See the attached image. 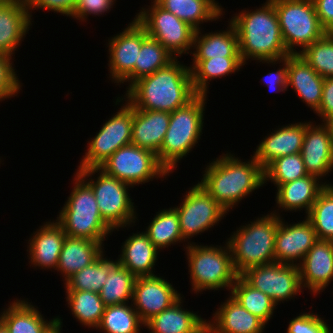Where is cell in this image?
<instances>
[{
    "mask_svg": "<svg viewBox=\"0 0 333 333\" xmlns=\"http://www.w3.org/2000/svg\"><path fill=\"white\" fill-rule=\"evenodd\" d=\"M159 252L144 231L133 232L123 242L118 260L136 277L153 276Z\"/></svg>",
    "mask_w": 333,
    "mask_h": 333,
    "instance_id": "83f0119b",
    "label": "cell"
},
{
    "mask_svg": "<svg viewBox=\"0 0 333 333\" xmlns=\"http://www.w3.org/2000/svg\"><path fill=\"white\" fill-rule=\"evenodd\" d=\"M222 13L225 14V12L223 11L224 8H222L221 4L219 5V3H217L218 1L215 0H210Z\"/></svg>",
    "mask_w": 333,
    "mask_h": 333,
    "instance_id": "11a10c76",
    "label": "cell"
},
{
    "mask_svg": "<svg viewBox=\"0 0 333 333\" xmlns=\"http://www.w3.org/2000/svg\"><path fill=\"white\" fill-rule=\"evenodd\" d=\"M298 267L303 290L314 297L325 291L333 281V241L318 239Z\"/></svg>",
    "mask_w": 333,
    "mask_h": 333,
    "instance_id": "d6986e66",
    "label": "cell"
},
{
    "mask_svg": "<svg viewBox=\"0 0 333 333\" xmlns=\"http://www.w3.org/2000/svg\"><path fill=\"white\" fill-rule=\"evenodd\" d=\"M66 302L71 314L82 326L96 329L105 310L99 293L79 290H66Z\"/></svg>",
    "mask_w": 333,
    "mask_h": 333,
    "instance_id": "8d00e7d4",
    "label": "cell"
},
{
    "mask_svg": "<svg viewBox=\"0 0 333 333\" xmlns=\"http://www.w3.org/2000/svg\"><path fill=\"white\" fill-rule=\"evenodd\" d=\"M104 253L91 265L84 267L68 278L64 282V289L99 293L108 274L119 263L118 258L115 261L108 259Z\"/></svg>",
    "mask_w": 333,
    "mask_h": 333,
    "instance_id": "74e56055",
    "label": "cell"
},
{
    "mask_svg": "<svg viewBox=\"0 0 333 333\" xmlns=\"http://www.w3.org/2000/svg\"><path fill=\"white\" fill-rule=\"evenodd\" d=\"M32 22L26 1H0V54L12 57Z\"/></svg>",
    "mask_w": 333,
    "mask_h": 333,
    "instance_id": "7402d4cb",
    "label": "cell"
},
{
    "mask_svg": "<svg viewBox=\"0 0 333 333\" xmlns=\"http://www.w3.org/2000/svg\"><path fill=\"white\" fill-rule=\"evenodd\" d=\"M12 60V57L0 54V101L14 98L22 90V83L16 74Z\"/></svg>",
    "mask_w": 333,
    "mask_h": 333,
    "instance_id": "ee69618b",
    "label": "cell"
},
{
    "mask_svg": "<svg viewBox=\"0 0 333 333\" xmlns=\"http://www.w3.org/2000/svg\"><path fill=\"white\" fill-rule=\"evenodd\" d=\"M305 217L311 222L318 239L333 241V184L320 191Z\"/></svg>",
    "mask_w": 333,
    "mask_h": 333,
    "instance_id": "60d3db41",
    "label": "cell"
},
{
    "mask_svg": "<svg viewBox=\"0 0 333 333\" xmlns=\"http://www.w3.org/2000/svg\"><path fill=\"white\" fill-rule=\"evenodd\" d=\"M194 333H213L208 321H206L197 331Z\"/></svg>",
    "mask_w": 333,
    "mask_h": 333,
    "instance_id": "f5cc1de1",
    "label": "cell"
},
{
    "mask_svg": "<svg viewBox=\"0 0 333 333\" xmlns=\"http://www.w3.org/2000/svg\"><path fill=\"white\" fill-rule=\"evenodd\" d=\"M15 299L9 302L8 308L0 313V322L9 333H47L56 323L54 317L45 319L38 307L25 299Z\"/></svg>",
    "mask_w": 333,
    "mask_h": 333,
    "instance_id": "4316f807",
    "label": "cell"
},
{
    "mask_svg": "<svg viewBox=\"0 0 333 333\" xmlns=\"http://www.w3.org/2000/svg\"><path fill=\"white\" fill-rule=\"evenodd\" d=\"M73 176L74 187L56 221L68 237L104 243L114 230L103 220L91 187L76 172Z\"/></svg>",
    "mask_w": 333,
    "mask_h": 333,
    "instance_id": "8992f818",
    "label": "cell"
},
{
    "mask_svg": "<svg viewBox=\"0 0 333 333\" xmlns=\"http://www.w3.org/2000/svg\"><path fill=\"white\" fill-rule=\"evenodd\" d=\"M329 33L333 36V29Z\"/></svg>",
    "mask_w": 333,
    "mask_h": 333,
    "instance_id": "680465c9",
    "label": "cell"
},
{
    "mask_svg": "<svg viewBox=\"0 0 333 333\" xmlns=\"http://www.w3.org/2000/svg\"><path fill=\"white\" fill-rule=\"evenodd\" d=\"M325 321L327 320L313 311H304L290 320L286 333H332Z\"/></svg>",
    "mask_w": 333,
    "mask_h": 333,
    "instance_id": "f6af8a7d",
    "label": "cell"
},
{
    "mask_svg": "<svg viewBox=\"0 0 333 333\" xmlns=\"http://www.w3.org/2000/svg\"><path fill=\"white\" fill-rule=\"evenodd\" d=\"M244 66L241 57H223L207 60H193L189 66L192 76L193 89L197 94L209 93V82L213 79L224 78L236 74Z\"/></svg>",
    "mask_w": 333,
    "mask_h": 333,
    "instance_id": "1f68e13d",
    "label": "cell"
},
{
    "mask_svg": "<svg viewBox=\"0 0 333 333\" xmlns=\"http://www.w3.org/2000/svg\"><path fill=\"white\" fill-rule=\"evenodd\" d=\"M299 55L324 79L333 77V36L329 32Z\"/></svg>",
    "mask_w": 333,
    "mask_h": 333,
    "instance_id": "7bdbcfd3",
    "label": "cell"
},
{
    "mask_svg": "<svg viewBox=\"0 0 333 333\" xmlns=\"http://www.w3.org/2000/svg\"><path fill=\"white\" fill-rule=\"evenodd\" d=\"M188 189L182 202L174 207L179 215L180 229L186 245L191 243L189 239L208 231L228 214L198 183Z\"/></svg>",
    "mask_w": 333,
    "mask_h": 333,
    "instance_id": "4fadbf2b",
    "label": "cell"
},
{
    "mask_svg": "<svg viewBox=\"0 0 333 333\" xmlns=\"http://www.w3.org/2000/svg\"><path fill=\"white\" fill-rule=\"evenodd\" d=\"M277 210L245 223L227 239L238 275L248 268L275 262L274 245L281 218Z\"/></svg>",
    "mask_w": 333,
    "mask_h": 333,
    "instance_id": "277c9868",
    "label": "cell"
},
{
    "mask_svg": "<svg viewBox=\"0 0 333 333\" xmlns=\"http://www.w3.org/2000/svg\"><path fill=\"white\" fill-rule=\"evenodd\" d=\"M250 158L243 162L227 151L206 165L203 178L198 181L227 212L265 186L264 169L253 156Z\"/></svg>",
    "mask_w": 333,
    "mask_h": 333,
    "instance_id": "7a4b0ae2",
    "label": "cell"
},
{
    "mask_svg": "<svg viewBox=\"0 0 333 333\" xmlns=\"http://www.w3.org/2000/svg\"><path fill=\"white\" fill-rule=\"evenodd\" d=\"M108 38L109 78L121 82L134 70L143 41L148 37L145 29L135 18L119 34Z\"/></svg>",
    "mask_w": 333,
    "mask_h": 333,
    "instance_id": "9a60e30c",
    "label": "cell"
},
{
    "mask_svg": "<svg viewBox=\"0 0 333 333\" xmlns=\"http://www.w3.org/2000/svg\"><path fill=\"white\" fill-rule=\"evenodd\" d=\"M156 213L144 232L159 251L172 244L186 242L182 237L179 215L174 207L160 209Z\"/></svg>",
    "mask_w": 333,
    "mask_h": 333,
    "instance_id": "e575fe53",
    "label": "cell"
},
{
    "mask_svg": "<svg viewBox=\"0 0 333 333\" xmlns=\"http://www.w3.org/2000/svg\"><path fill=\"white\" fill-rule=\"evenodd\" d=\"M130 304L106 306L96 330H102L104 333H141L144 323L132 302Z\"/></svg>",
    "mask_w": 333,
    "mask_h": 333,
    "instance_id": "ab89813d",
    "label": "cell"
},
{
    "mask_svg": "<svg viewBox=\"0 0 333 333\" xmlns=\"http://www.w3.org/2000/svg\"><path fill=\"white\" fill-rule=\"evenodd\" d=\"M226 30L202 34L197 30L193 42V60H207L223 57H240L238 34L234 25L228 20Z\"/></svg>",
    "mask_w": 333,
    "mask_h": 333,
    "instance_id": "f546056e",
    "label": "cell"
},
{
    "mask_svg": "<svg viewBox=\"0 0 333 333\" xmlns=\"http://www.w3.org/2000/svg\"><path fill=\"white\" fill-rule=\"evenodd\" d=\"M57 318V323L47 332V333H61L62 327H63V319L61 317L56 316Z\"/></svg>",
    "mask_w": 333,
    "mask_h": 333,
    "instance_id": "816d5d0a",
    "label": "cell"
},
{
    "mask_svg": "<svg viewBox=\"0 0 333 333\" xmlns=\"http://www.w3.org/2000/svg\"><path fill=\"white\" fill-rule=\"evenodd\" d=\"M240 276L250 286L269 296L276 305L293 300L303 291L297 265L272 262L248 268Z\"/></svg>",
    "mask_w": 333,
    "mask_h": 333,
    "instance_id": "5bb4252c",
    "label": "cell"
},
{
    "mask_svg": "<svg viewBox=\"0 0 333 333\" xmlns=\"http://www.w3.org/2000/svg\"><path fill=\"white\" fill-rule=\"evenodd\" d=\"M196 31L204 22L218 21L224 15L210 0H155Z\"/></svg>",
    "mask_w": 333,
    "mask_h": 333,
    "instance_id": "d6a6232c",
    "label": "cell"
},
{
    "mask_svg": "<svg viewBox=\"0 0 333 333\" xmlns=\"http://www.w3.org/2000/svg\"><path fill=\"white\" fill-rule=\"evenodd\" d=\"M315 113L321 118V122L333 115V77L324 79L320 107Z\"/></svg>",
    "mask_w": 333,
    "mask_h": 333,
    "instance_id": "681fc988",
    "label": "cell"
},
{
    "mask_svg": "<svg viewBox=\"0 0 333 333\" xmlns=\"http://www.w3.org/2000/svg\"><path fill=\"white\" fill-rule=\"evenodd\" d=\"M208 319L213 333H263L266 325L230 295Z\"/></svg>",
    "mask_w": 333,
    "mask_h": 333,
    "instance_id": "484cf974",
    "label": "cell"
},
{
    "mask_svg": "<svg viewBox=\"0 0 333 333\" xmlns=\"http://www.w3.org/2000/svg\"><path fill=\"white\" fill-rule=\"evenodd\" d=\"M283 220L282 217L279 220L275 238V262L298 266L318 237L306 217L305 220L293 224Z\"/></svg>",
    "mask_w": 333,
    "mask_h": 333,
    "instance_id": "e0dca14e",
    "label": "cell"
},
{
    "mask_svg": "<svg viewBox=\"0 0 333 333\" xmlns=\"http://www.w3.org/2000/svg\"><path fill=\"white\" fill-rule=\"evenodd\" d=\"M271 1L275 7L284 45L289 54H299L327 33L318 19L312 0Z\"/></svg>",
    "mask_w": 333,
    "mask_h": 333,
    "instance_id": "9c48e42d",
    "label": "cell"
},
{
    "mask_svg": "<svg viewBox=\"0 0 333 333\" xmlns=\"http://www.w3.org/2000/svg\"><path fill=\"white\" fill-rule=\"evenodd\" d=\"M1 2H15V1H27V0H0Z\"/></svg>",
    "mask_w": 333,
    "mask_h": 333,
    "instance_id": "6f0895ef",
    "label": "cell"
},
{
    "mask_svg": "<svg viewBox=\"0 0 333 333\" xmlns=\"http://www.w3.org/2000/svg\"><path fill=\"white\" fill-rule=\"evenodd\" d=\"M181 296L165 277L141 276L137 277L134 284L132 305L145 324L153 316L171 307Z\"/></svg>",
    "mask_w": 333,
    "mask_h": 333,
    "instance_id": "2e32d148",
    "label": "cell"
},
{
    "mask_svg": "<svg viewBox=\"0 0 333 333\" xmlns=\"http://www.w3.org/2000/svg\"><path fill=\"white\" fill-rule=\"evenodd\" d=\"M188 260L192 291L201 294L204 290H231L238 274L232 264L230 248L222 245H198L191 242L184 246Z\"/></svg>",
    "mask_w": 333,
    "mask_h": 333,
    "instance_id": "52a82bcc",
    "label": "cell"
},
{
    "mask_svg": "<svg viewBox=\"0 0 333 333\" xmlns=\"http://www.w3.org/2000/svg\"><path fill=\"white\" fill-rule=\"evenodd\" d=\"M170 122V113L133 107L131 144L159 154Z\"/></svg>",
    "mask_w": 333,
    "mask_h": 333,
    "instance_id": "cb8c5ba5",
    "label": "cell"
},
{
    "mask_svg": "<svg viewBox=\"0 0 333 333\" xmlns=\"http://www.w3.org/2000/svg\"><path fill=\"white\" fill-rule=\"evenodd\" d=\"M310 122L286 124L267 134L257 145L254 159L264 169L277 157L300 153L306 127Z\"/></svg>",
    "mask_w": 333,
    "mask_h": 333,
    "instance_id": "ffe728a7",
    "label": "cell"
},
{
    "mask_svg": "<svg viewBox=\"0 0 333 333\" xmlns=\"http://www.w3.org/2000/svg\"><path fill=\"white\" fill-rule=\"evenodd\" d=\"M33 235V236H32ZM28 240L26 250L29 256V264L39 269L56 270L59 255L62 250L66 234L63 227L56 221L44 222L39 229L34 231Z\"/></svg>",
    "mask_w": 333,
    "mask_h": 333,
    "instance_id": "44dd1931",
    "label": "cell"
},
{
    "mask_svg": "<svg viewBox=\"0 0 333 333\" xmlns=\"http://www.w3.org/2000/svg\"><path fill=\"white\" fill-rule=\"evenodd\" d=\"M99 168L132 187L153 181L154 178L166 179L165 176L170 175L154 152L134 144L119 148Z\"/></svg>",
    "mask_w": 333,
    "mask_h": 333,
    "instance_id": "7c38bea8",
    "label": "cell"
},
{
    "mask_svg": "<svg viewBox=\"0 0 333 333\" xmlns=\"http://www.w3.org/2000/svg\"><path fill=\"white\" fill-rule=\"evenodd\" d=\"M322 27L330 32L333 29V0H312Z\"/></svg>",
    "mask_w": 333,
    "mask_h": 333,
    "instance_id": "f907efd6",
    "label": "cell"
},
{
    "mask_svg": "<svg viewBox=\"0 0 333 333\" xmlns=\"http://www.w3.org/2000/svg\"><path fill=\"white\" fill-rule=\"evenodd\" d=\"M114 4L113 0H77L71 18L86 22L89 15L99 17L105 12L109 13Z\"/></svg>",
    "mask_w": 333,
    "mask_h": 333,
    "instance_id": "bcb514c9",
    "label": "cell"
},
{
    "mask_svg": "<svg viewBox=\"0 0 333 333\" xmlns=\"http://www.w3.org/2000/svg\"><path fill=\"white\" fill-rule=\"evenodd\" d=\"M125 92L123 98L136 109L168 113L185 106L197 95L189 66L181 64L178 58L138 79Z\"/></svg>",
    "mask_w": 333,
    "mask_h": 333,
    "instance_id": "6da1fadb",
    "label": "cell"
},
{
    "mask_svg": "<svg viewBox=\"0 0 333 333\" xmlns=\"http://www.w3.org/2000/svg\"><path fill=\"white\" fill-rule=\"evenodd\" d=\"M122 97H117L114 102L115 105L122 102L120 110L108 118L99 132L88 141L87 150L77 170L100 167L119 148L131 144L133 106Z\"/></svg>",
    "mask_w": 333,
    "mask_h": 333,
    "instance_id": "8fae6325",
    "label": "cell"
},
{
    "mask_svg": "<svg viewBox=\"0 0 333 333\" xmlns=\"http://www.w3.org/2000/svg\"><path fill=\"white\" fill-rule=\"evenodd\" d=\"M0 333H9V331L1 322H0Z\"/></svg>",
    "mask_w": 333,
    "mask_h": 333,
    "instance_id": "9f6ffc18",
    "label": "cell"
},
{
    "mask_svg": "<svg viewBox=\"0 0 333 333\" xmlns=\"http://www.w3.org/2000/svg\"><path fill=\"white\" fill-rule=\"evenodd\" d=\"M323 83L324 78L299 54L287 56V88L291 86L314 114L320 107Z\"/></svg>",
    "mask_w": 333,
    "mask_h": 333,
    "instance_id": "603a6c76",
    "label": "cell"
},
{
    "mask_svg": "<svg viewBox=\"0 0 333 333\" xmlns=\"http://www.w3.org/2000/svg\"><path fill=\"white\" fill-rule=\"evenodd\" d=\"M259 63H265V64H280V68L276 70V72H269L267 75L262 77V81H265V85L267 88H269L272 92H285L288 91L287 88V57L282 58L279 60H273V61H258ZM277 62V63H276ZM265 78V79H264ZM269 91V90H268Z\"/></svg>",
    "mask_w": 333,
    "mask_h": 333,
    "instance_id": "c3c4849f",
    "label": "cell"
},
{
    "mask_svg": "<svg viewBox=\"0 0 333 333\" xmlns=\"http://www.w3.org/2000/svg\"><path fill=\"white\" fill-rule=\"evenodd\" d=\"M324 123L328 126V128L333 136V115L330 116Z\"/></svg>",
    "mask_w": 333,
    "mask_h": 333,
    "instance_id": "db71d44e",
    "label": "cell"
},
{
    "mask_svg": "<svg viewBox=\"0 0 333 333\" xmlns=\"http://www.w3.org/2000/svg\"><path fill=\"white\" fill-rule=\"evenodd\" d=\"M331 185L327 181H321L317 176L306 175L292 182L281 184L277 187L276 206L286 211H305V216L316 201L320 191L326 186Z\"/></svg>",
    "mask_w": 333,
    "mask_h": 333,
    "instance_id": "d4e9b609",
    "label": "cell"
},
{
    "mask_svg": "<svg viewBox=\"0 0 333 333\" xmlns=\"http://www.w3.org/2000/svg\"><path fill=\"white\" fill-rule=\"evenodd\" d=\"M26 2L31 17L33 16L32 11L46 9L48 11H54V13H60L63 16H69L70 18L77 0H27Z\"/></svg>",
    "mask_w": 333,
    "mask_h": 333,
    "instance_id": "7dc6e473",
    "label": "cell"
},
{
    "mask_svg": "<svg viewBox=\"0 0 333 333\" xmlns=\"http://www.w3.org/2000/svg\"><path fill=\"white\" fill-rule=\"evenodd\" d=\"M300 154L309 175L322 181L326 175L330 176L333 172V136L324 122L307 125Z\"/></svg>",
    "mask_w": 333,
    "mask_h": 333,
    "instance_id": "ac0fdd59",
    "label": "cell"
},
{
    "mask_svg": "<svg viewBox=\"0 0 333 333\" xmlns=\"http://www.w3.org/2000/svg\"><path fill=\"white\" fill-rule=\"evenodd\" d=\"M242 307L259 318L265 325L272 318L277 308L273 300L265 293L250 286L240 275L235 280L229 292Z\"/></svg>",
    "mask_w": 333,
    "mask_h": 333,
    "instance_id": "d590c367",
    "label": "cell"
},
{
    "mask_svg": "<svg viewBox=\"0 0 333 333\" xmlns=\"http://www.w3.org/2000/svg\"><path fill=\"white\" fill-rule=\"evenodd\" d=\"M255 10H241L230 22L238 34L239 54L243 64L249 59L273 61L286 58L278 16L271 0Z\"/></svg>",
    "mask_w": 333,
    "mask_h": 333,
    "instance_id": "3957f363",
    "label": "cell"
},
{
    "mask_svg": "<svg viewBox=\"0 0 333 333\" xmlns=\"http://www.w3.org/2000/svg\"><path fill=\"white\" fill-rule=\"evenodd\" d=\"M103 246L102 242L92 239L66 236L56 267L63 277V282L95 262L103 252H106Z\"/></svg>",
    "mask_w": 333,
    "mask_h": 333,
    "instance_id": "f1b7e54d",
    "label": "cell"
},
{
    "mask_svg": "<svg viewBox=\"0 0 333 333\" xmlns=\"http://www.w3.org/2000/svg\"><path fill=\"white\" fill-rule=\"evenodd\" d=\"M182 296L171 307L164 309L160 314L153 316L144 324L149 333H194L207 319L198 313L182 308Z\"/></svg>",
    "mask_w": 333,
    "mask_h": 333,
    "instance_id": "4dcf8cb0",
    "label": "cell"
},
{
    "mask_svg": "<svg viewBox=\"0 0 333 333\" xmlns=\"http://www.w3.org/2000/svg\"><path fill=\"white\" fill-rule=\"evenodd\" d=\"M137 277L118 263L108 274L99 295L105 306L132 302ZM130 300V301H129Z\"/></svg>",
    "mask_w": 333,
    "mask_h": 333,
    "instance_id": "f35d334b",
    "label": "cell"
},
{
    "mask_svg": "<svg viewBox=\"0 0 333 333\" xmlns=\"http://www.w3.org/2000/svg\"><path fill=\"white\" fill-rule=\"evenodd\" d=\"M306 175L308 173L300 153L277 157L264 168V184L270 180L279 187Z\"/></svg>",
    "mask_w": 333,
    "mask_h": 333,
    "instance_id": "b9f144b4",
    "label": "cell"
},
{
    "mask_svg": "<svg viewBox=\"0 0 333 333\" xmlns=\"http://www.w3.org/2000/svg\"><path fill=\"white\" fill-rule=\"evenodd\" d=\"M175 57L157 40L148 36L141 45L134 70L121 82H128L126 90L138 79L167 66Z\"/></svg>",
    "mask_w": 333,
    "mask_h": 333,
    "instance_id": "836d02e7",
    "label": "cell"
},
{
    "mask_svg": "<svg viewBox=\"0 0 333 333\" xmlns=\"http://www.w3.org/2000/svg\"><path fill=\"white\" fill-rule=\"evenodd\" d=\"M76 173L93 190L103 220L113 229L130 228L138 220L134 200L128 191L131 185L106 174L99 167L78 169ZM97 174L96 178L94 174ZM90 177V178H89ZM94 177V178H91Z\"/></svg>",
    "mask_w": 333,
    "mask_h": 333,
    "instance_id": "ba28073f",
    "label": "cell"
},
{
    "mask_svg": "<svg viewBox=\"0 0 333 333\" xmlns=\"http://www.w3.org/2000/svg\"><path fill=\"white\" fill-rule=\"evenodd\" d=\"M207 97L197 94L185 106L170 113L169 126L157 155L159 163L170 174L201 139Z\"/></svg>",
    "mask_w": 333,
    "mask_h": 333,
    "instance_id": "5b68a950",
    "label": "cell"
},
{
    "mask_svg": "<svg viewBox=\"0 0 333 333\" xmlns=\"http://www.w3.org/2000/svg\"><path fill=\"white\" fill-rule=\"evenodd\" d=\"M141 9L134 18L148 36L157 40L175 58L191 53L196 32L194 28L161 7L155 0H151L148 8Z\"/></svg>",
    "mask_w": 333,
    "mask_h": 333,
    "instance_id": "30bf717a",
    "label": "cell"
}]
</instances>
